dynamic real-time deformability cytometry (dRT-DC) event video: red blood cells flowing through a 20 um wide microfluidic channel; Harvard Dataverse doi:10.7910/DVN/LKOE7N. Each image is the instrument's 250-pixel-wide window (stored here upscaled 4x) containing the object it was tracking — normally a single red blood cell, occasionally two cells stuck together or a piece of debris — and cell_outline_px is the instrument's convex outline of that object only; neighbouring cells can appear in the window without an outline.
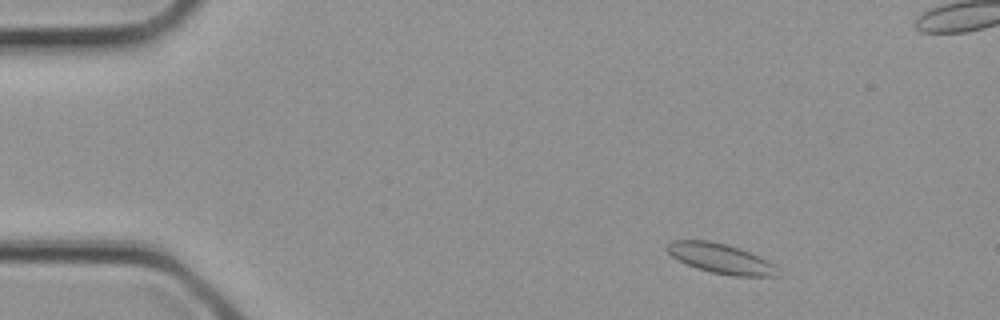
{"species": "common noctule bat (a hibernating species)", "species_latin": "Nyctalus noctula", "temperature_condition": "cold", "stored_images_in_passage": 31, "camera_frame_rate_fps": 3000, "um_per_image_px": 0.085, "animal": {"sex": "female", "body_mass_g": 21.9}, "frame": {"image": 1, "passage_image": 3, "time_ms": 0.667, "image_size_px": [1000, 320], "cell_outline_px": [[780, 276], [732, 276], [712, 272], [696, 268], [672, 256], [664, 248], [672, 240], [708, 240], [740, 248], [768, 260], [772, 264]], "centroid_in_image_um": [61.24, 21.97], "position_along_channel_um": 23.8, "area_um2": 19.02}}
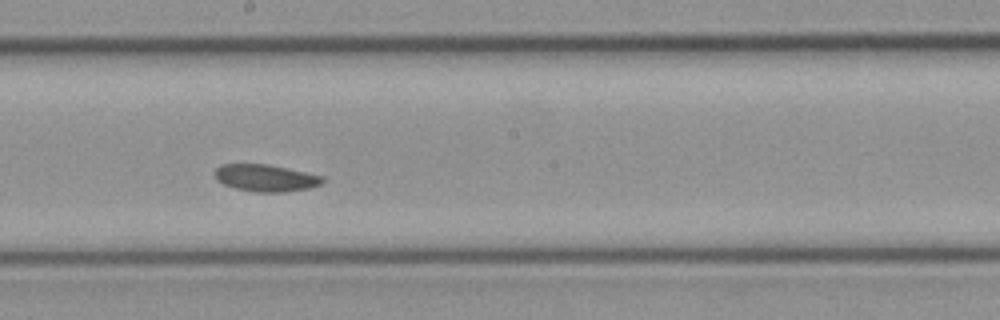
{"frame": {"image": 2, "passage_image": 16, "time_ms": 5.0, "image_size_px": [1000, 320], "cell_outline_px": [[324, 180], [320, 184], [308, 188], [288, 192], [256, 192], [236, 188], [224, 184], [216, 180], [212, 172], [220, 164], [268, 164], [288, 168], [324, 176]], "centroid_in_image_um": [22.55, 15.12], "position_along_channel_um": 225.6, "area_um2": 17.11}}
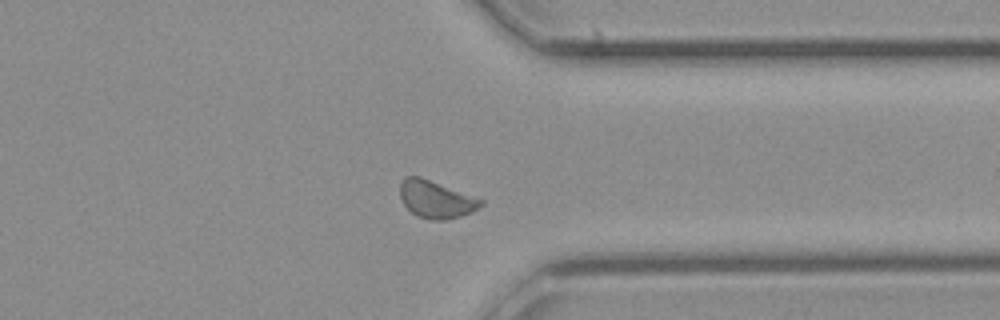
{"frame": {"image": 3, "passage_image": 23, "time_ms": 7.333, "image_size_px": [1000, 320], "cell_outline_px": [[484, 204], [472, 212], [460, 216], [444, 220], [432, 220], [420, 216], [412, 212], [404, 204], [400, 196], [400, 184], [404, 176], [420, 176], [484, 200]], "centroid_in_image_um": [37.06, 16.93], "position_along_channel_um": 374.3, "area_um2": 17.46}}